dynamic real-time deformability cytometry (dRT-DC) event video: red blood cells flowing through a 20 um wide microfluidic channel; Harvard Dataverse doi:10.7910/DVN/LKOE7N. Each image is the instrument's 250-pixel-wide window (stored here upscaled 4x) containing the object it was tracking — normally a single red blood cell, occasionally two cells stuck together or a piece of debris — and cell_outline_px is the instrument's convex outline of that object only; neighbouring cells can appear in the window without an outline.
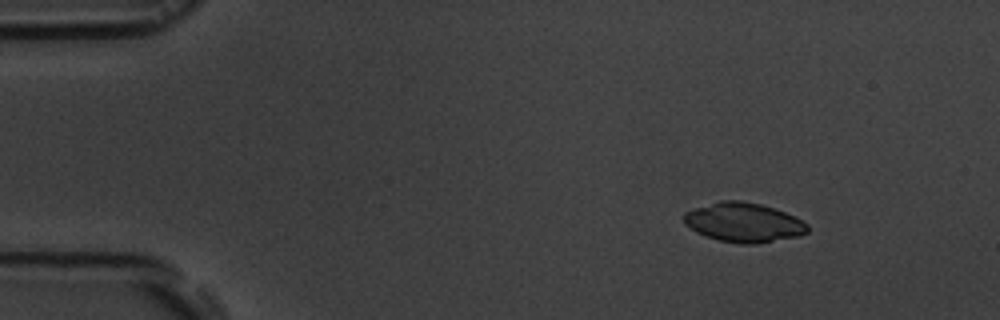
{"species": "common noctule bat (a hibernating species)", "species_latin": "Nyctalus noctula", "temperature_condition": "room temperature", "stored_images_in_passage": 7, "camera_frame_rate_fps": 3000, "um_per_image_px": 0.085, "animal": {"sex": "male", "body_mass_g": 19.5, "forearm_length_mm": 54.6}, "frame": {"image": 1, "passage_image": 2, "time_ms": 1.0, "image_size_px": [1000, 320], "cell_outline_px": [[808, 232], [800, 236], [756, 244], [740, 244], [720, 240], [696, 232], [684, 224], [684, 212], [692, 208], [720, 200], [740, 200], [760, 204], [784, 212], [808, 224]], "centroid_in_image_um": [63.18, 18.9], "position_along_channel_um": 21.8, "area_um2": 28.32}}